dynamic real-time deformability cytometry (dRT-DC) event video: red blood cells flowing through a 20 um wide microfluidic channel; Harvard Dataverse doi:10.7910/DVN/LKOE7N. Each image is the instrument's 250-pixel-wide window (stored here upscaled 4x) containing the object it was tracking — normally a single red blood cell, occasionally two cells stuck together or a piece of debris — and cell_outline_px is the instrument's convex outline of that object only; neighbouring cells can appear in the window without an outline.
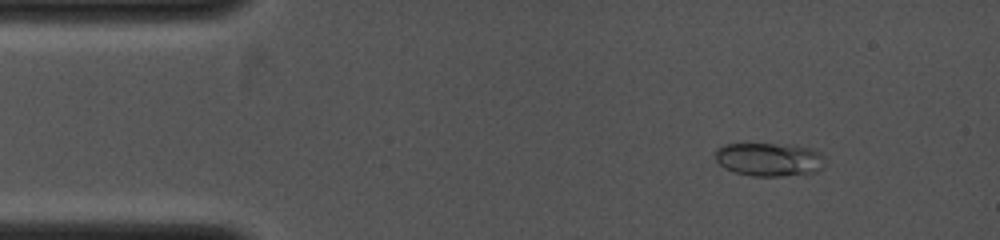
{"species": "common noctule bat (a hibernating species)", "species_latin": "Nyctalus noctula", "temperature_condition": "cold", "stored_images_in_passage": 34, "camera_frame_rate_fps": 4000, "um_per_image_px": 0.085, "animal": {"sex": "female", "body_mass_g": 19.0, "forearm_length_mm": 53.3}, "frame": {"image": 1, "passage_image": 6, "time_ms": 1.0, "image_size_px": [1000, 240], "cell_outline_px": [[824, 168], [820, 172], [780, 176], [752, 176], [736, 172], [724, 168], [716, 160], [716, 148], [724, 144], [788, 144], [812, 148], [820, 152], [824, 156]], "centroid_in_image_um": [65.43, 13.55], "position_along_channel_um": 19.6, "area_um2": 21.68}}
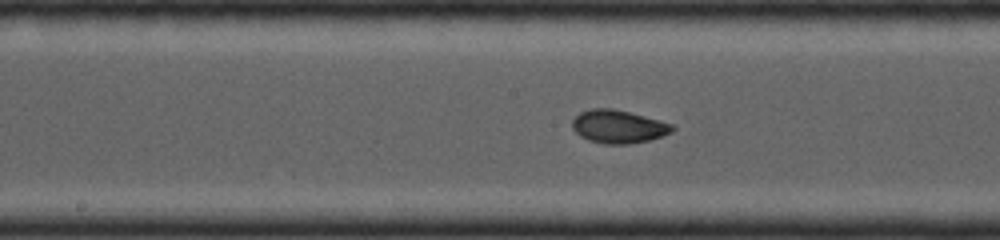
{"frame": {"image": 2, "passage_image": 22, "time_ms": 5.75, "image_size_px": [1000, 240], "cell_outline_px": [[676, 128], [672, 132], [648, 140], [632, 144], [604, 144], [588, 140], [580, 136], [572, 128], [572, 120], [580, 112], [592, 108], [612, 108], [628, 112], [672, 124]], "centroid_in_image_um": [52.53, 10.77], "position_along_channel_um": 195.7, "area_um2": 19.19}}
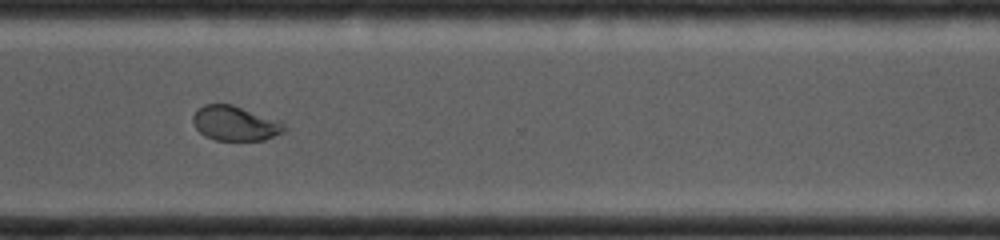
{"frame": {"image": 3, "passage_image": 33, "time_ms": 8.75, "image_size_px": [1000, 240], "cell_outline_px": [[288, 128], [284, 132], [264, 140], [216, 140], [204, 136], [196, 128], [192, 120], [192, 116], [204, 104], [232, 104], [280, 120]], "centroid_in_image_um": [20.01, 10.49], "position_along_channel_um": 350.6, "area_um2": 18.55}}